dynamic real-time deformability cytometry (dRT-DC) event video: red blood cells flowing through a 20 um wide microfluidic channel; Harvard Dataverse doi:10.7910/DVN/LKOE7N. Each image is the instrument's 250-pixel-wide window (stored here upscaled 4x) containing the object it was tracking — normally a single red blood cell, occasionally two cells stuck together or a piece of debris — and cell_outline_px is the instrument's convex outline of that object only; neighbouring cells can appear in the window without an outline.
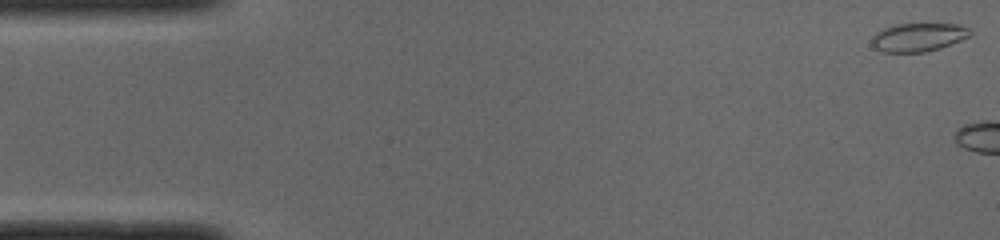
{"species": "common noctule bat (a hibernating species)", "species_latin": "Nyctalus noctula", "temperature_condition": "cold", "stored_images_in_passage": 4, "camera_frame_rate_fps": 3000, "um_per_image_px": 0.085, "animal": {"sex": "male", "body_mass_g": 19.0, "forearm_length_mm": 50.8}, "frame": {"image": 1, "passage_image": 1, "time_ms": 0.0, "image_size_px": [1000, 240], "cell_outline_px": [[972, 32], [968, 36], [960, 40], [940, 48], [924, 52], [880, 52], [872, 44], [872, 36], [876, 32], [884, 28], [896, 24], [956, 24], [968, 28]], "centroid_in_image_um": [78.02, 3.17], "position_along_channel_um": 7.0, "area_um2": 16.13}}